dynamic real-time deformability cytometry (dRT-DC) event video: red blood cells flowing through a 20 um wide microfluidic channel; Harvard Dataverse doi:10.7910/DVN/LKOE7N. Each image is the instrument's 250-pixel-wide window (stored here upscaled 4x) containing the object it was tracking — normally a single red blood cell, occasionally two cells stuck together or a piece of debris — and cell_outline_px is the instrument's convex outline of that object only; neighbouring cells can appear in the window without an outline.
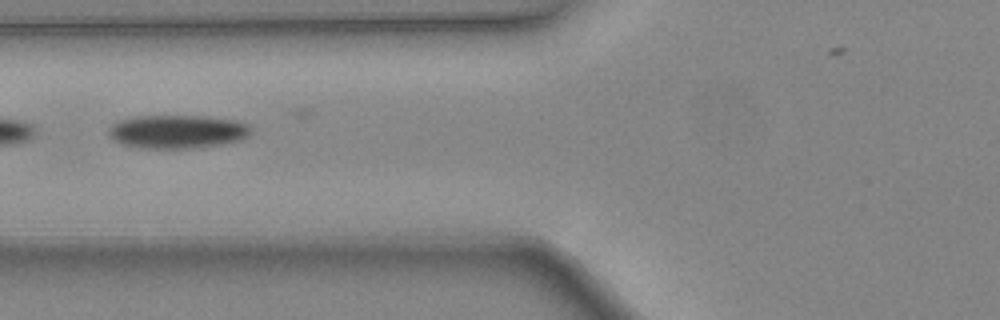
{"species": "common noctule bat (a hibernating species)", "species_latin": "Nyctalus noctula", "temperature_condition": "warm", "stored_images_in_passage": 20, "camera_frame_rate_fps": 3000, "um_per_image_px": 0.085, "animal": {"sex": "female", "body_mass_g": 24.6, "forearm_length_mm": 56.2}, "frame": {"image": 1, "passage_image": 16, "time_ms": 5.0, "image_size_px": [1000, 320], "cell_outline_px": [[252, 132], [248, 136], [240, 140], [224, 144], [200, 148], [144, 148], [120, 144], [112, 140], [108, 136], [108, 128], [112, 124], [120, 120], [136, 116], [200, 116], [236, 120], [248, 124], [252, 128]], "centroid_in_image_um": [15.07, 11.2], "position_along_channel_um": 110.7, "area_um2": 28.09}}